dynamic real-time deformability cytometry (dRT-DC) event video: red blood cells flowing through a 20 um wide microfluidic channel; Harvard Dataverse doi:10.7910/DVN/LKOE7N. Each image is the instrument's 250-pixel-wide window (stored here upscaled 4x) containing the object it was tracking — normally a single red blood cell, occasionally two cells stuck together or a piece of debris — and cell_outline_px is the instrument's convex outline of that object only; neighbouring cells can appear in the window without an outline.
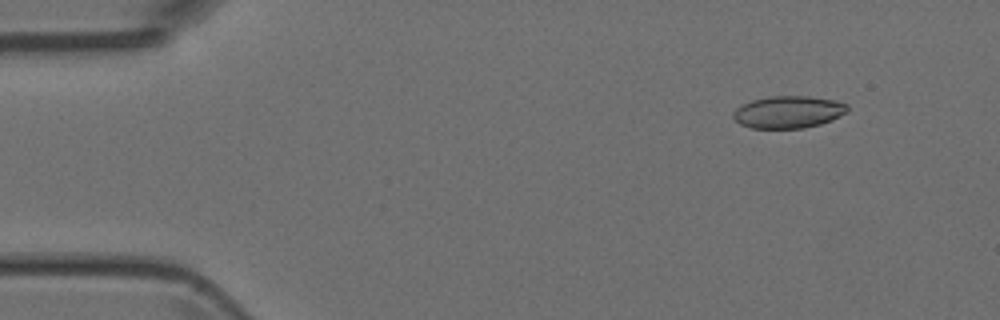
{"species": "Egyptian fruit bat (a non-hibernating species)", "species_latin": "Rousettus aegyptiacus", "temperature_condition": "room temperature", "stored_images_in_passage": 4, "camera_frame_rate_fps": 3000, "um_per_image_px": 0.085, "animal": {"sex": "female"}, "frame": {"image": 1, "passage_image": 2, "time_ms": 1.0, "image_size_px": [1000, 320], "cell_outline_px": [[848, 112], [832, 120], [820, 124], [804, 128], [752, 128], [740, 124], [732, 116], [732, 112], [736, 108], [752, 100], [768, 96], [808, 96], [836, 100], [848, 104]], "centroid_in_image_um": [67.03, 9.52], "position_along_channel_um": 18.0, "area_um2": 21.56}}
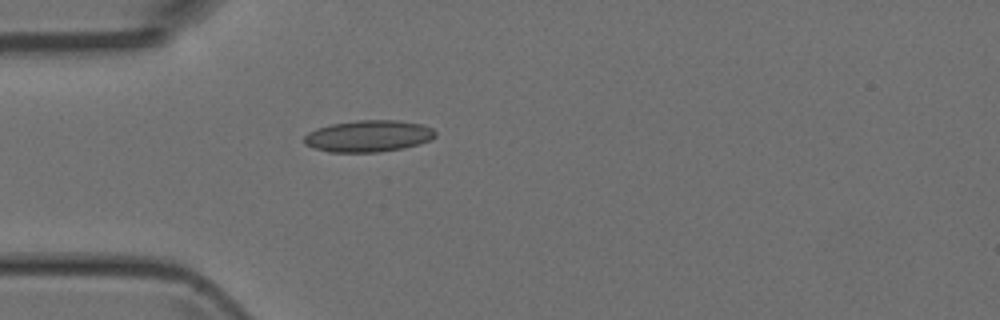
{"frame": {"image": 2, "passage_image": 4, "time_ms": 4.0, "image_size_px": [1000, 320], "cell_outline_px": [[436, 136], [428, 140], [404, 148], [376, 152], [328, 152], [312, 148], [304, 144], [304, 136], [308, 132], [316, 128], [332, 124], [356, 120], [400, 120], [424, 124], [432, 128], [436, 132]], "centroid_in_image_um": [31.29, 11.56], "position_along_channel_um": 53.7, "area_um2": 24.33}}